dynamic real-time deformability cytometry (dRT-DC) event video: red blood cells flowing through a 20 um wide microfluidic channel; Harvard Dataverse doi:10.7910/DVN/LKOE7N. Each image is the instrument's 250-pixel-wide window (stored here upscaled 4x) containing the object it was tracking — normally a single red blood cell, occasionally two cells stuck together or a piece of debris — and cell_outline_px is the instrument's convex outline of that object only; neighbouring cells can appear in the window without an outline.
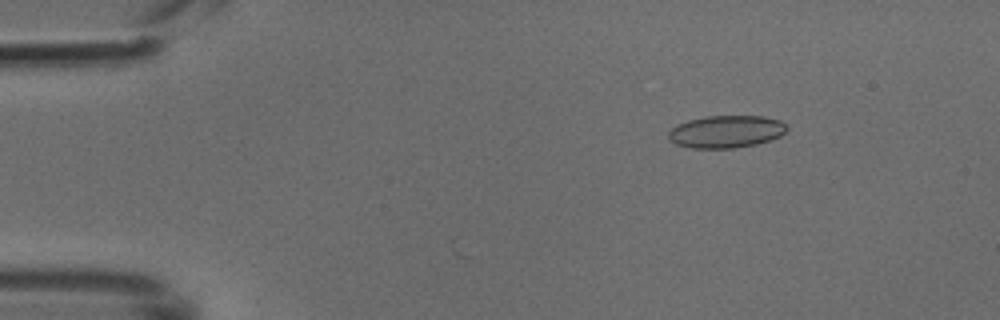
{"species": "common noctule bat (a hibernating species)", "species_latin": "Nyctalus noctula", "temperature_condition": "cold", "stored_images_in_passage": 4, "camera_frame_rate_fps": 3000, "um_per_image_px": 0.085, "animal": {"sex": "male", "body_mass_g": 18.8}, "frame": {"image": 1, "passage_image": 1, "time_ms": 0.0, "image_size_px": [1000, 320], "cell_outline_px": [[788, 128], [780, 136], [772, 140], [756, 144], [736, 148], [692, 148], [676, 144], [668, 136], [668, 132], [676, 124], [688, 120], [704, 116], [764, 116], [780, 120]], "centroid_in_image_um": [61.73, 11.18], "position_along_channel_um": 23.3, "area_um2": 22.43}}